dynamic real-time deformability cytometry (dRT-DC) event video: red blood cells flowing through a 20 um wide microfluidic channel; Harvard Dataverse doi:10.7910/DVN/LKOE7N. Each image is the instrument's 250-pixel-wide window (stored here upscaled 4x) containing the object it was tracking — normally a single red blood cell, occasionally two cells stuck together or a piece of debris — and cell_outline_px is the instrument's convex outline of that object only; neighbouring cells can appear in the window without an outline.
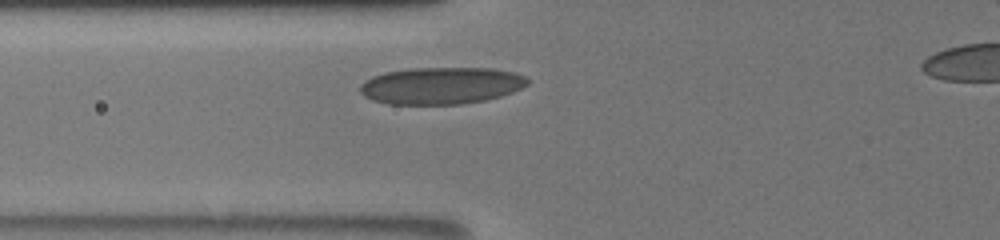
{"species": "human", "species_latin": "Homo sapiens", "temperature_condition": "room temperature", "stored_images_in_passage": 18, "camera_frame_rate_fps": 3000, "um_per_image_px": 0.085, "donor": {"sex": "male"}, "frame": {"image": 1, "passage_image": 6, "time_ms": 1.0, "image_size_px": [1000, 240], "cell_outline_px": [[528, 84], [512, 92], [500, 96], [484, 100], [460, 104], [388, 104], [372, 100], [364, 96], [360, 92], [360, 84], [364, 80], [372, 76], [384, 72], [412, 68], [492, 68], [512, 72], [524, 76], [528, 80]], "centroid_in_image_um": [37.45, 7.27], "position_along_channel_um": 88.4, "area_um2": 36.07}}
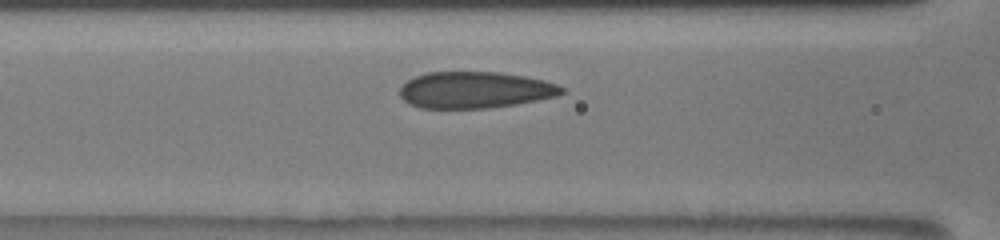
{"frame": {"image": 2, "passage_image": 11, "time_ms": 2.0, "image_size_px": [1000, 240], "cell_outline_px": [[564, 92], [556, 96], [516, 104], [488, 108], [420, 108], [408, 104], [400, 96], [400, 88], [408, 80], [416, 76], [428, 72], [496, 72], [528, 76], [544, 80], [556, 84], [564, 88]], "centroid_in_image_um": [40.37, 7.64], "position_along_channel_um": 126.2, "area_um2": 34.45}}